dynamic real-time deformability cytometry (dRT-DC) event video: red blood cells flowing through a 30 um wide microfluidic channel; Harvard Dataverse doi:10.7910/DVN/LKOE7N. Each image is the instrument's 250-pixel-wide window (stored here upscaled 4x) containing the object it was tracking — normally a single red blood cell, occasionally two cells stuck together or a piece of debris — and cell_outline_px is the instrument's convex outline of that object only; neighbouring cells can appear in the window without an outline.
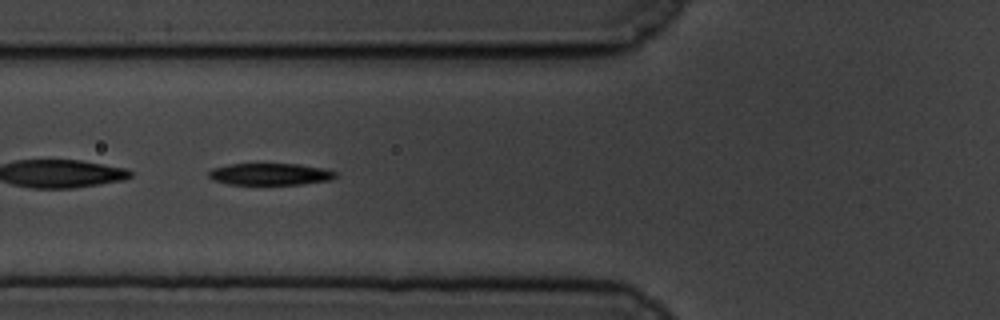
{"species": "common noctule bat (a hibernating species)", "species_latin": "Nyctalus noctula", "temperature_condition": "cold", "stored_images_in_passage": 58, "segment_of_instrument_passage": [2, 2], "camera_frame_rate_fps": 3000, "um_per_image_px": 0.085, "animal": {"sex": "male", "body_mass_g": 19.5, "forearm_length_mm": 54.6}, "frame": {"image": 1, "passage_image": 22, "time_ms": 7.0, "image_size_px": [1000, 320], "cell_outline_px": [[340, 172], [332, 180], [300, 184], [228, 184], [212, 180], [208, 176], [208, 172], [212, 168], [228, 164], [300, 164], [324, 168]], "centroid_in_image_um": [22.99, 14.8], "position_along_channel_um": 102.8, "area_um2": 16.3}}
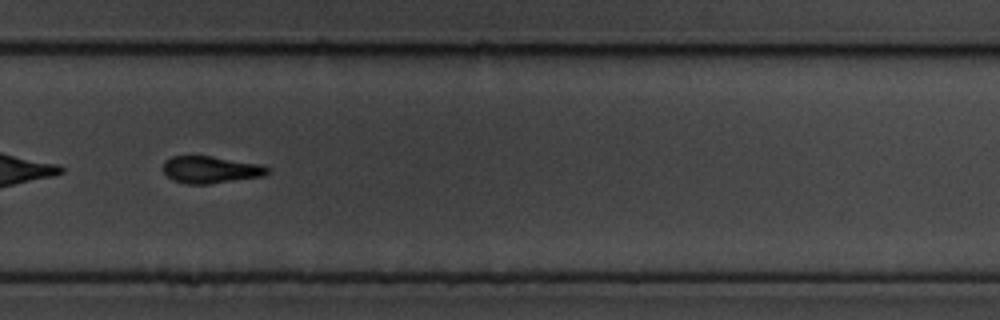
{"frame": {"image": 2, "passage_image": 40, "time_ms": 13.0, "image_size_px": [1000, 320], "cell_outline_px": [[272, 172], [264, 176], [208, 184], [188, 184], [172, 180], [164, 172], [164, 160], [172, 156], [212, 156], [264, 164], [272, 168]], "centroid_in_image_um": [17.99, 14.41], "position_along_channel_um": 311.8, "area_um2": 16.76}}